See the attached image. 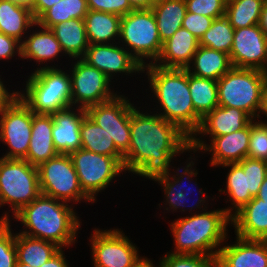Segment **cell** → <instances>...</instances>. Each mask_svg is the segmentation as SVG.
I'll return each mask as SVG.
<instances>
[{"instance_id":"6da1fadb","label":"cell","mask_w":267,"mask_h":267,"mask_svg":"<svg viewBox=\"0 0 267 267\" xmlns=\"http://www.w3.org/2000/svg\"><path fill=\"white\" fill-rule=\"evenodd\" d=\"M190 151V137L157 113L149 115L131 107L130 146L123 168L153 181L166 177L173 156Z\"/></svg>"},{"instance_id":"7a4b0ae2","label":"cell","mask_w":267,"mask_h":267,"mask_svg":"<svg viewBox=\"0 0 267 267\" xmlns=\"http://www.w3.org/2000/svg\"><path fill=\"white\" fill-rule=\"evenodd\" d=\"M147 71L150 88L162 108L158 115L176 124L190 138L199 129L202 118L195 112L188 85V70L163 68L155 63H147L142 72Z\"/></svg>"},{"instance_id":"3957f363","label":"cell","mask_w":267,"mask_h":267,"mask_svg":"<svg viewBox=\"0 0 267 267\" xmlns=\"http://www.w3.org/2000/svg\"><path fill=\"white\" fill-rule=\"evenodd\" d=\"M76 214L67 202L40 194L17 212L14 218L26 228L19 233L53 242L63 248L75 243L80 227Z\"/></svg>"},{"instance_id":"277c9868","label":"cell","mask_w":267,"mask_h":267,"mask_svg":"<svg viewBox=\"0 0 267 267\" xmlns=\"http://www.w3.org/2000/svg\"><path fill=\"white\" fill-rule=\"evenodd\" d=\"M177 219L171 225L175 251L172 254L217 257L220 244L227 237L231 217L225 209L207 211ZM216 248H218L216 250ZM215 249V251H213Z\"/></svg>"},{"instance_id":"5b68a950","label":"cell","mask_w":267,"mask_h":267,"mask_svg":"<svg viewBox=\"0 0 267 267\" xmlns=\"http://www.w3.org/2000/svg\"><path fill=\"white\" fill-rule=\"evenodd\" d=\"M25 89L23 94L17 91V95L35 114L51 115L72 106L71 77L54 66L37 68Z\"/></svg>"},{"instance_id":"8992f818","label":"cell","mask_w":267,"mask_h":267,"mask_svg":"<svg viewBox=\"0 0 267 267\" xmlns=\"http://www.w3.org/2000/svg\"><path fill=\"white\" fill-rule=\"evenodd\" d=\"M217 85L219 106L238 108L252 119L260 118L267 86L266 72L232 67L217 81Z\"/></svg>"},{"instance_id":"52a82bcc","label":"cell","mask_w":267,"mask_h":267,"mask_svg":"<svg viewBox=\"0 0 267 267\" xmlns=\"http://www.w3.org/2000/svg\"><path fill=\"white\" fill-rule=\"evenodd\" d=\"M119 38L142 67L146 65L145 58L155 63L162 52L163 43L152 9L133 10L122 16Z\"/></svg>"},{"instance_id":"ba28073f","label":"cell","mask_w":267,"mask_h":267,"mask_svg":"<svg viewBox=\"0 0 267 267\" xmlns=\"http://www.w3.org/2000/svg\"><path fill=\"white\" fill-rule=\"evenodd\" d=\"M40 194L37 166L24 159L0 158V207L10 203L15 215Z\"/></svg>"},{"instance_id":"9c48e42d","label":"cell","mask_w":267,"mask_h":267,"mask_svg":"<svg viewBox=\"0 0 267 267\" xmlns=\"http://www.w3.org/2000/svg\"><path fill=\"white\" fill-rule=\"evenodd\" d=\"M41 194L64 202H93L82 190L69 154H58L38 167Z\"/></svg>"},{"instance_id":"30bf717a","label":"cell","mask_w":267,"mask_h":267,"mask_svg":"<svg viewBox=\"0 0 267 267\" xmlns=\"http://www.w3.org/2000/svg\"><path fill=\"white\" fill-rule=\"evenodd\" d=\"M74 168L83 192L93 201L95 195L107 188L114 177L125 171L123 165L115 158L78 149L71 152Z\"/></svg>"},{"instance_id":"8fae6325","label":"cell","mask_w":267,"mask_h":267,"mask_svg":"<svg viewBox=\"0 0 267 267\" xmlns=\"http://www.w3.org/2000/svg\"><path fill=\"white\" fill-rule=\"evenodd\" d=\"M222 167H231L227 174V182L225 192L232 201L231 209H225L226 213L232 218L239 210H241L253 197H256L260 186L267 175V162L263 160L244 158L238 163H227ZM235 212L232 214V210Z\"/></svg>"},{"instance_id":"7c38bea8","label":"cell","mask_w":267,"mask_h":267,"mask_svg":"<svg viewBox=\"0 0 267 267\" xmlns=\"http://www.w3.org/2000/svg\"><path fill=\"white\" fill-rule=\"evenodd\" d=\"M0 117V139L10 148L2 158L24 159L31 139L32 110L16 95L0 109Z\"/></svg>"},{"instance_id":"4fadbf2b","label":"cell","mask_w":267,"mask_h":267,"mask_svg":"<svg viewBox=\"0 0 267 267\" xmlns=\"http://www.w3.org/2000/svg\"><path fill=\"white\" fill-rule=\"evenodd\" d=\"M91 235L95 267H135L144 259L138 254L135 244L119 229H95Z\"/></svg>"},{"instance_id":"5bb4252c","label":"cell","mask_w":267,"mask_h":267,"mask_svg":"<svg viewBox=\"0 0 267 267\" xmlns=\"http://www.w3.org/2000/svg\"><path fill=\"white\" fill-rule=\"evenodd\" d=\"M73 66L70 75L72 107L79 103L80 108L87 109L117 96L109 87L111 80L102 71L89 65L82 58Z\"/></svg>"},{"instance_id":"9a60e30c","label":"cell","mask_w":267,"mask_h":267,"mask_svg":"<svg viewBox=\"0 0 267 267\" xmlns=\"http://www.w3.org/2000/svg\"><path fill=\"white\" fill-rule=\"evenodd\" d=\"M123 95H117L112 100L90 106L87 115L106 130L113 139L116 149L124 155L130 146V116L129 100Z\"/></svg>"},{"instance_id":"2e32d148","label":"cell","mask_w":267,"mask_h":267,"mask_svg":"<svg viewBox=\"0 0 267 267\" xmlns=\"http://www.w3.org/2000/svg\"><path fill=\"white\" fill-rule=\"evenodd\" d=\"M229 56L235 68L257 69L267 73V38L259 24L234 30Z\"/></svg>"},{"instance_id":"e0dca14e","label":"cell","mask_w":267,"mask_h":267,"mask_svg":"<svg viewBox=\"0 0 267 267\" xmlns=\"http://www.w3.org/2000/svg\"><path fill=\"white\" fill-rule=\"evenodd\" d=\"M250 140V123L243 129L219 137H214L210 145L202 139L192 136L190 138V150L197 152L204 150L212 152L211 166H221L227 163L241 162L248 155Z\"/></svg>"},{"instance_id":"ac0fdd59","label":"cell","mask_w":267,"mask_h":267,"mask_svg":"<svg viewBox=\"0 0 267 267\" xmlns=\"http://www.w3.org/2000/svg\"><path fill=\"white\" fill-rule=\"evenodd\" d=\"M82 59L102 71L109 79H112V73L127 75V73L142 72V66L130 54V51L116 43L91 44Z\"/></svg>"},{"instance_id":"d6986e66","label":"cell","mask_w":267,"mask_h":267,"mask_svg":"<svg viewBox=\"0 0 267 267\" xmlns=\"http://www.w3.org/2000/svg\"><path fill=\"white\" fill-rule=\"evenodd\" d=\"M236 239L233 245L219 247L218 267H267V240Z\"/></svg>"},{"instance_id":"ffe728a7","label":"cell","mask_w":267,"mask_h":267,"mask_svg":"<svg viewBox=\"0 0 267 267\" xmlns=\"http://www.w3.org/2000/svg\"><path fill=\"white\" fill-rule=\"evenodd\" d=\"M77 113L72 106L53 113L52 139L60 154H70L81 148L80 126L86 115V109L76 105Z\"/></svg>"},{"instance_id":"44dd1931","label":"cell","mask_w":267,"mask_h":267,"mask_svg":"<svg viewBox=\"0 0 267 267\" xmlns=\"http://www.w3.org/2000/svg\"><path fill=\"white\" fill-rule=\"evenodd\" d=\"M198 47L199 41L195 36L181 27L163 43L162 52L155 65L163 68L186 69L191 65Z\"/></svg>"},{"instance_id":"7402d4cb","label":"cell","mask_w":267,"mask_h":267,"mask_svg":"<svg viewBox=\"0 0 267 267\" xmlns=\"http://www.w3.org/2000/svg\"><path fill=\"white\" fill-rule=\"evenodd\" d=\"M253 119L243 110L232 107L217 106L209 112L201 122L199 129L194 133L219 137L245 128ZM204 134V135H203Z\"/></svg>"},{"instance_id":"603a6c76","label":"cell","mask_w":267,"mask_h":267,"mask_svg":"<svg viewBox=\"0 0 267 267\" xmlns=\"http://www.w3.org/2000/svg\"><path fill=\"white\" fill-rule=\"evenodd\" d=\"M231 224L238 237L267 240V203L253 197L231 218Z\"/></svg>"},{"instance_id":"cb8c5ba5","label":"cell","mask_w":267,"mask_h":267,"mask_svg":"<svg viewBox=\"0 0 267 267\" xmlns=\"http://www.w3.org/2000/svg\"><path fill=\"white\" fill-rule=\"evenodd\" d=\"M52 130V115L35 114L32 111L31 139L24 160L38 167L41 163L59 154L53 143Z\"/></svg>"},{"instance_id":"d4e9b609","label":"cell","mask_w":267,"mask_h":267,"mask_svg":"<svg viewBox=\"0 0 267 267\" xmlns=\"http://www.w3.org/2000/svg\"><path fill=\"white\" fill-rule=\"evenodd\" d=\"M35 25L36 20L29 6L11 0H0L1 33L21 42L23 34Z\"/></svg>"},{"instance_id":"484cf974","label":"cell","mask_w":267,"mask_h":267,"mask_svg":"<svg viewBox=\"0 0 267 267\" xmlns=\"http://www.w3.org/2000/svg\"><path fill=\"white\" fill-rule=\"evenodd\" d=\"M191 63L186 68L190 74L216 81L233 67L229 54L200 45Z\"/></svg>"},{"instance_id":"4316f807","label":"cell","mask_w":267,"mask_h":267,"mask_svg":"<svg viewBox=\"0 0 267 267\" xmlns=\"http://www.w3.org/2000/svg\"><path fill=\"white\" fill-rule=\"evenodd\" d=\"M121 18L113 13L89 10L84 19L89 45L116 43L115 39L120 37Z\"/></svg>"},{"instance_id":"83f0119b","label":"cell","mask_w":267,"mask_h":267,"mask_svg":"<svg viewBox=\"0 0 267 267\" xmlns=\"http://www.w3.org/2000/svg\"><path fill=\"white\" fill-rule=\"evenodd\" d=\"M61 45L64 54L77 60L85 55L89 47L85 23L81 19H70L50 28Z\"/></svg>"},{"instance_id":"f1b7e54d","label":"cell","mask_w":267,"mask_h":267,"mask_svg":"<svg viewBox=\"0 0 267 267\" xmlns=\"http://www.w3.org/2000/svg\"><path fill=\"white\" fill-rule=\"evenodd\" d=\"M17 262L40 267L62 248L53 242L33 238L22 233L15 234Z\"/></svg>"},{"instance_id":"f546056e","label":"cell","mask_w":267,"mask_h":267,"mask_svg":"<svg viewBox=\"0 0 267 267\" xmlns=\"http://www.w3.org/2000/svg\"><path fill=\"white\" fill-rule=\"evenodd\" d=\"M193 166H194V162L191 160V162L188 163L186 165V167H184L183 174H182V172H181V174H179V171L180 170H179V167H178V174H177V171H176V176L177 177H175V174H174L172 176V178H171V175L169 173L166 177H163L161 179L156 180V182L160 183L161 186H163V188H164L165 195H166V201H167V203H169V209L167 207L166 210H170L171 209V210L175 211L178 208L179 209L182 208L183 209L182 210L183 212L186 210L185 209V206H186L185 205L186 204L185 202L188 201L186 199H189L188 198V196L190 194L189 192H191L192 189H191V187L189 188L187 186L189 188L188 189V188H186L185 186H182V185H184L183 184V180L185 178H186L185 180H187V179H190L191 176H195L196 177V175L198 174L197 170L195 171V169L192 168ZM189 167H191V168H189ZM186 176H188V177H186ZM187 189L189 191H187ZM205 201L206 200L204 198H200V196H199V198L197 200V203L195 202L196 204H194L196 206L195 208L196 209L197 208L198 209L199 208L200 209L203 208V207H200V206L201 205L203 206V204L205 203ZM193 206H190L189 208H191V210H193L192 209Z\"/></svg>"},{"instance_id":"4dcf8cb0","label":"cell","mask_w":267,"mask_h":267,"mask_svg":"<svg viewBox=\"0 0 267 267\" xmlns=\"http://www.w3.org/2000/svg\"><path fill=\"white\" fill-rule=\"evenodd\" d=\"M40 31L31 34L21 42V58L34 59L36 62H47L58 57L63 52L60 43L50 28L41 27ZM57 56V57H56Z\"/></svg>"},{"instance_id":"1f68e13d","label":"cell","mask_w":267,"mask_h":267,"mask_svg":"<svg viewBox=\"0 0 267 267\" xmlns=\"http://www.w3.org/2000/svg\"><path fill=\"white\" fill-rule=\"evenodd\" d=\"M80 135L82 149L115 157L123 165L124 156L116 149L113 139L87 113L80 126Z\"/></svg>"},{"instance_id":"d6a6232c","label":"cell","mask_w":267,"mask_h":267,"mask_svg":"<svg viewBox=\"0 0 267 267\" xmlns=\"http://www.w3.org/2000/svg\"><path fill=\"white\" fill-rule=\"evenodd\" d=\"M152 11L162 43L171 38L182 27L187 12L185 0H157Z\"/></svg>"},{"instance_id":"836d02e7","label":"cell","mask_w":267,"mask_h":267,"mask_svg":"<svg viewBox=\"0 0 267 267\" xmlns=\"http://www.w3.org/2000/svg\"><path fill=\"white\" fill-rule=\"evenodd\" d=\"M188 85L195 112L202 119L219 106L216 80L198 77L188 72Z\"/></svg>"},{"instance_id":"e575fe53","label":"cell","mask_w":267,"mask_h":267,"mask_svg":"<svg viewBox=\"0 0 267 267\" xmlns=\"http://www.w3.org/2000/svg\"><path fill=\"white\" fill-rule=\"evenodd\" d=\"M88 11L87 0H60L36 20V25L51 28L70 19L84 20Z\"/></svg>"},{"instance_id":"d590c367","label":"cell","mask_w":267,"mask_h":267,"mask_svg":"<svg viewBox=\"0 0 267 267\" xmlns=\"http://www.w3.org/2000/svg\"><path fill=\"white\" fill-rule=\"evenodd\" d=\"M265 0H227L225 16L235 29L257 25Z\"/></svg>"},{"instance_id":"8d00e7d4","label":"cell","mask_w":267,"mask_h":267,"mask_svg":"<svg viewBox=\"0 0 267 267\" xmlns=\"http://www.w3.org/2000/svg\"><path fill=\"white\" fill-rule=\"evenodd\" d=\"M234 40V28L226 16L213 20L211 27L199 40V45L230 55Z\"/></svg>"},{"instance_id":"74e56055","label":"cell","mask_w":267,"mask_h":267,"mask_svg":"<svg viewBox=\"0 0 267 267\" xmlns=\"http://www.w3.org/2000/svg\"><path fill=\"white\" fill-rule=\"evenodd\" d=\"M8 213L0 218V267H15L17 250L15 247V234L10 229Z\"/></svg>"},{"instance_id":"f35d334b","label":"cell","mask_w":267,"mask_h":267,"mask_svg":"<svg viewBox=\"0 0 267 267\" xmlns=\"http://www.w3.org/2000/svg\"><path fill=\"white\" fill-rule=\"evenodd\" d=\"M160 267H218L217 257L168 253L160 260Z\"/></svg>"},{"instance_id":"ab89813d","label":"cell","mask_w":267,"mask_h":267,"mask_svg":"<svg viewBox=\"0 0 267 267\" xmlns=\"http://www.w3.org/2000/svg\"><path fill=\"white\" fill-rule=\"evenodd\" d=\"M250 122L248 158L267 162V126L263 121Z\"/></svg>"},{"instance_id":"60d3db41","label":"cell","mask_w":267,"mask_h":267,"mask_svg":"<svg viewBox=\"0 0 267 267\" xmlns=\"http://www.w3.org/2000/svg\"><path fill=\"white\" fill-rule=\"evenodd\" d=\"M227 0H185L187 12L210 18L225 16Z\"/></svg>"},{"instance_id":"b9f144b4","label":"cell","mask_w":267,"mask_h":267,"mask_svg":"<svg viewBox=\"0 0 267 267\" xmlns=\"http://www.w3.org/2000/svg\"><path fill=\"white\" fill-rule=\"evenodd\" d=\"M88 9L125 16L133 11L128 0H87Z\"/></svg>"},{"instance_id":"7bdbcfd3","label":"cell","mask_w":267,"mask_h":267,"mask_svg":"<svg viewBox=\"0 0 267 267\" xmlns=\"http://www.w3.org/2000/svg\"><path fill=\"white\" fill-rule=\"evenodd\" d=\"M214 18L201 14L186 12L182 22V28L188 30L199 41L205 32L211 27Z\"/></svg>"},{"instance_id":"ee69618b","label":"cell","mask_w":267,"mask_h":267,"mask_svg":"<svg viewBox=\"0 0 267 267\" xmlns=\"http://www.w3.org/2000/svg\"><path fill=\"white\" fill-rule=\"evenodd\" d=\"M16 50V51H15ZM22 46L17 39L0 32V60L10 59L17 52L21 58Z\"/></svg>"},{"instance_id":"f6af8a7d","label":"cell","mask_w":267,"mask_h":267,"mask_svg":"<svg viewBox=\"0 0 267 267\" xmlns=\"http://www.w3.org/2000/svg\"><path fill=\"white\" fill-rule=\"evenodd\" d=\"M60 0H33L30 8L35 20H37L46 10L57 4Z\"/></svg>"},{"instance_id":"bcb514c9","label":"cell","mask_w":267,"mask_h":267,"mask_svg":"<svg viewBox=\"0 0 267 267\" xmlns=\"http://www.w3.org/2000/svg\"><path fill=\"white\" fill-rule=\"evenodd\" d=\"M40 267H70L67 263L62 249L56 253L50 260L46 261Z\"/></svg>"},{"instance_id":"7dc6e473","label":"cell","mask_w":267,"mask_h":267,"mask_svg":"<svg viewBox=\"0 0 267 267\" xmlns=\"http://www.w3.org/2000/svg\"><path fill=\"white\" fill-rule=\"evenodd\" d=\"M16 95L17 91L10 93L8 90H6V87L0 78V109L8 104Z\"/></svg>"},{"instance_id":"c3c4849f","label":"cell","mask_w":267,"mask_h":267,"mask_svg":"<svg viewBox=\"0 0 267 267\" xmlns=\"http://www.w3.org/2000/svg\"><path fill=\"white\" fill-rule=\"evenodd\" d=\"M133 10L152 9L157 0H128Z\"/></svg>"},{"instance_id":"681fc988","label":"cell","mask_w":267,"mask_h":267,"mask_svg":"<svg viewBox=\"0 0 267 267\" xmlns=\"http://www.w3.org/2000/svg\"><path fill=\"white\" fill-rule=\"evenodd\" d=\"M259 26L263 31L264 36L267 38V0H265L262 8Z\"/></svg>"},{"instance_id":"f907efd6","label":"cell","mask_w":267,"mask_h":267,"mask_svg":"<svg viewBox=\"0 0 267 267\" xmlns=\"http://www.w3.org/2000/svg\"><path fill=\"white\" fill-rule=\"evenodd\" d=\"M255 198L262 199L264 202L267 203V175H266L265 180L263 181L262 185L260 186L258 194L256 195Z\"/></svg>"},{"instance_id":"816d5d0a","label":"cell","mask_w":267,"mask_h":267,"mask_svg":"<svg viewBox=\"0 0 267 267\" xmlns=\"http://www.w3.org/2000/svg\"><path fill=\"white\" fill-rule=\"evenodd\" d=\"M135 267H155L153 263L148 260V258H144L142 261H140ZM160 267V266H158Z\"/></svg>"},{"instance_id":"f5cc1de1","label":"cell","mask_w":267,"mask_h":267,"mask_svg":"<svg viewBox=\"0 0 267 267\" xmlns=\"http://www.w3.org/2000/svg\"><path fill=\"white\" fill-rule=\"evenodd\" d=\"M262 113L265 114V116L267 117V86H266L265 94H264V105H263Z\"/></svg>"},{"instance_id":"db71d44e","label":"cell","mask_w":267,"mask_h":267,"mask_svg":"<svg viewBox=\"0 0 267 267\" xmlns=\"http://www.w3.org/2000/svg\"><path fill=\"white\" fill-rule=\"evenodd\" d=\"M11 1H15V2L24 4V5H27V6L30 7V5H31V3H32L33 0H11Z\"/></svg>"},{"instance_id":"11a10c76","label":"cell","mask_w":267,"mask_h":267,"mask_svg":"<svg viewBox=\"0 0 267 267\" xmlns=\"http://www.w3.org/2000/svg\"><path fill=\"white\" fill-rule=\"evenodd\" d=\"M15 267H33V266L27 265V264H24V263H16Z\"/></svg>"}]
</instances>
